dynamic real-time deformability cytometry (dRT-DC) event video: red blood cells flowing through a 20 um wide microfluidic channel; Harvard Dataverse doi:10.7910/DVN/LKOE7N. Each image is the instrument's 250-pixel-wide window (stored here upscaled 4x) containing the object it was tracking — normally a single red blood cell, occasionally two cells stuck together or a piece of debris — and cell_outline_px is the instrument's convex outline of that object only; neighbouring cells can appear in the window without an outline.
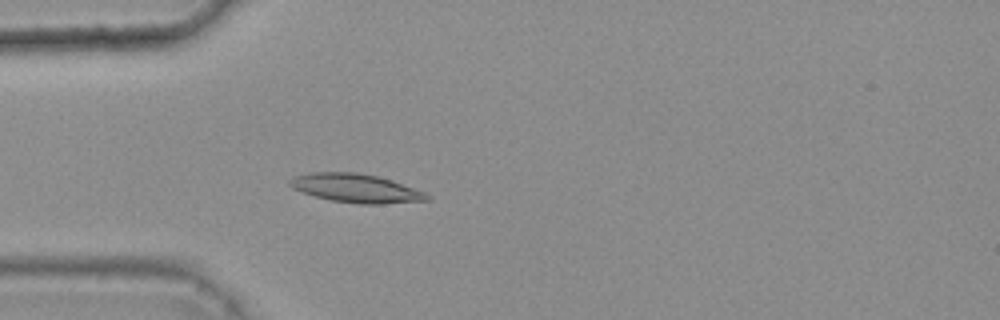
{"species": "common noctule bat (a hibernating species)", "species_latin": "Nyctalus noctula", "temperature_condition": "warm", "stored_images_in_passage": 42, "camera_frame_rate_fps": 3000, "um_per_image_px": 0.085, "animal": {"sex": "female", "body_mass_g": 25.1}, "frame": {"image": 1, "passage_image": 15, "time_ms": 4.667, "image_size_px": [1000, 320], "cell_outline_px": [[432, 196], [428, 200], [384, 204], [360, 204], [332, 200], [316, 196], [292, 188], [288, 184], [288, 180], [292, 176], [308, 172], [356, 172], [376, 176], [392, 180], [424, 192]], "centroid_in_image_um": [30.23, 15.99], "position_along_channel_um": 54.8, "area_um2": 22.89}}
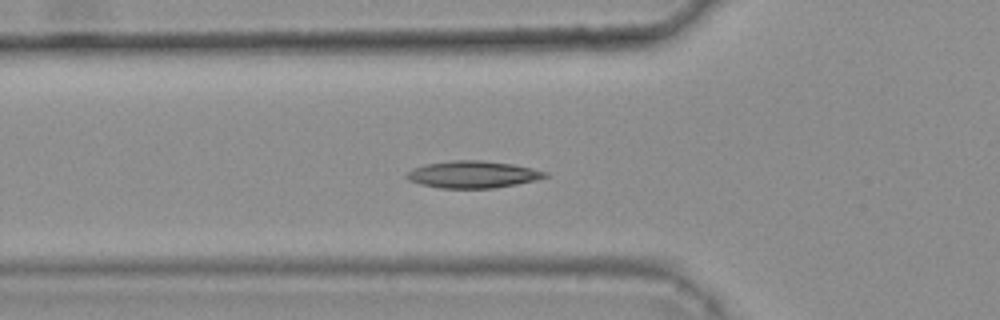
{"frame": {"image": 2, "passage_image": 18, "time_ms": 5.667, "image_size_px": [1000, 320], "cell_outline_px": [[548, 176], [536, 180], [496, 188], [440, 188], [420, 184], [408, 180], [404, 176], [412, 168], [424, 164], [452, 160], [480, 160], [512, 164], [532, 168], [548, 172]], "centroid_in_image_um": [40.16, 14.83], "position_along_channel_um": 85.6, "area_um2": 21.91}}
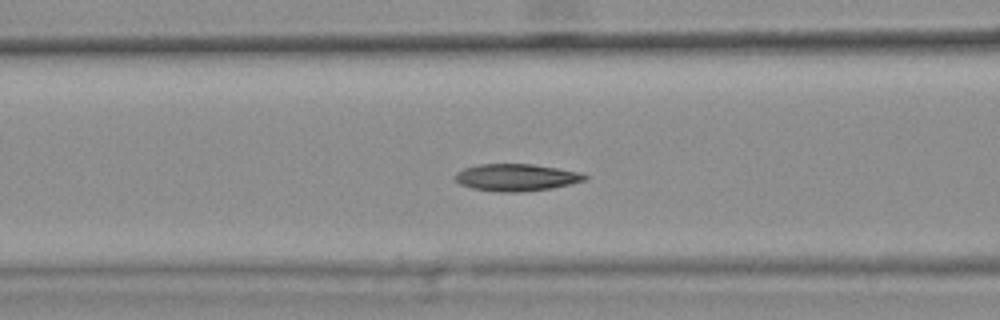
{"frame": {"image": 3, "passage_image": 21, "time_ms": 6.667, "image_size_px": [1000, 320], "cell_outline_px": [[588, 180], [552, 188], [516, 192], [496, 192], [472, 188], [460, 184], [452, 176], [456, 172], [464, 168], [480, 164], [532, 164], [580, 172], [588, 176]], "centroid_in_image_um": [43.87, 15.08], "position_along_channel_um": 122.7, "area_um2": 20.52}, "authors_computed_cell_mechanics": {"area_um2": 20.6924, "velocity_mm_per_s": 3.6829, "shape_relaxation_time_tau1_ms": 5.7332, "shape_relaxation_time_tau2_ms": 3.545, "deformation_change_tau1": 0.129, "deformation_change_tau2": 0.0786}}